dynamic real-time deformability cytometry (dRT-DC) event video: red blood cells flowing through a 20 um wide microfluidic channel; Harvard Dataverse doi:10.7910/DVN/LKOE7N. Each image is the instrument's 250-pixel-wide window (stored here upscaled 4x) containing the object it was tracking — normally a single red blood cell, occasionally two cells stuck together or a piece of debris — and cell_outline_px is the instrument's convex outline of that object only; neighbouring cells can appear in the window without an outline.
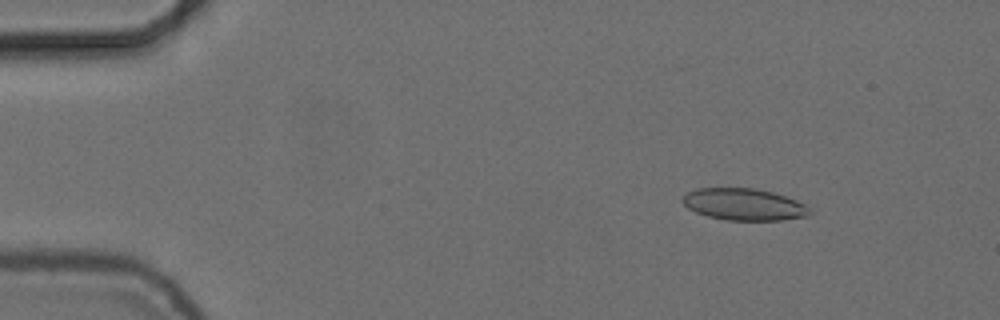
{"species": "common noctule bat (a hibernating species)", "species_latin": "Nyctalus noctula", "temperature_condition": "cold", "stored_images_in_passage": 49, "camera_frame_rate_fps": 3000, "um_per_image_px": 0.085, "animal": {"sex": "female", "body_mass_g": 24.6, "forearm_length_mm": 56.2}, "frame": {"image": 1, "passage_image": 1, "time_ms": 0.0, "image_size_px": [1000, 320], "cell_outline_px": [[812, 212], [808, 216], [780, 220], [728, 220], [708, 216], [696, 212], [688, 208], [680, 200], [688, 192], [696, 188], [752, 188], [772, 192], [796, 200], [804, 204]], "centroid_in_image_um": [63.22, 17.37], "position_along_channel_um": 21.8, "area_um2": 23.41}}
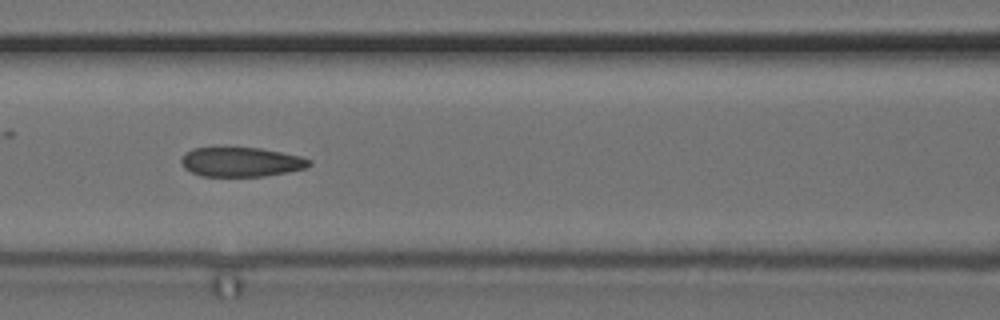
{"frame": {"image": 2, "passage_image": 18, "time_ms": 5.667, "image_size_px": [1000, 320], "cell_outline_px": [[312, 164], [304, 168], [288, 172], [264, 176], [200, 176], [184, 168], [180, 160], [192, 148], [260, 148], [300, 156], [312, 160]], "centroid_in_image_um": [20.51, 13.77], "position_along_channel_um": 146.1, "area_um2": 21.73}}
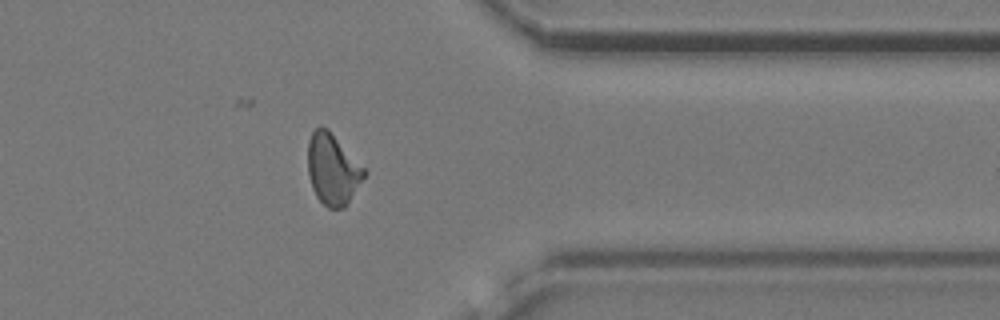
{"frame": {"image": 3, "passage_image": 38, "time_ms": 12.333, "image_size_px": [1000, 320], "cell_outline_px": [[368, 172], [344, 208], [328, 208], [316, 196], [312, 188], [308, 176], [308, 140], [312, 132], [320, 124], [328, 128]], "centroid_in_image_um": [28.26, 14.37], "position_along_channel_um": 383.1, "area_um2": 23.35}, "authors_computed_cell_mechanics": {"area_um2": 22.9466, "velocity_mm_per_s": 3.7206, "shape_relaxation_time_tau1_ms": null, "shape_relaxation_time_tau2_ms": 1.8429, "deformation_change_tau1": null, "deformation_change_tau2": 0.0945}}